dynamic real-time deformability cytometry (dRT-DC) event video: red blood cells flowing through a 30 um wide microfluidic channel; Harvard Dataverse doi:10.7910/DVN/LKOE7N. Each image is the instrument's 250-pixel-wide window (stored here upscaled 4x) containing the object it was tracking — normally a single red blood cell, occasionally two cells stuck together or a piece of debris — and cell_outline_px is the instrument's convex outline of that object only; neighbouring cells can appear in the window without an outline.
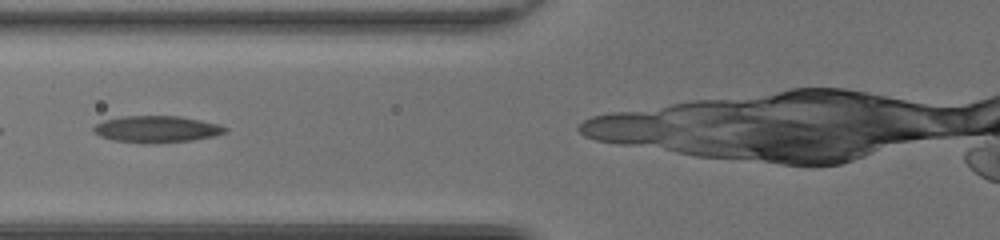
{"species": "common noctule bat (a hibernating species)", "species_latin": "Nyctalus noctula", "temperature_condition": "room temperature", "stored_images_in_passage": 10, "camera_frame_rate_fps": 3000, "um_per_image_px": 0.085, "animal": {"sex": "female", "body_mass_g": 20.0, "forearm_length_mm": 54.0}, "frame": {"image": 1, "passage_image": 5, "time_ms": 1.333, "image_size_px": [1000, 240], "cell_outline_px": [[228, 132], [212, 136], [192, 140], [156, 144], [144, 144], [116, 140], [100, 136], [92, 132], [92, 128], [96, 124], [104, 120], [124, 116], [180, 116], [220, 124], [228, 128]], "centroid_in_image_um": [13.33, 10.98], "position_along_channel_um": 112.5, "area_um2": 20.63}}